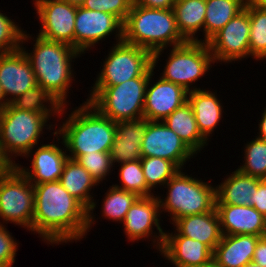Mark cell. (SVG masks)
<instances>
[{
  "label": "cell",
  "mask_w": 266,
  "mask_h": 267,
  "mask_svg": "<svg viewBox=\"0 0 266 267\" xmlns=\"http://www.w3.org/2000/svg\"><path fill=\"white\" fill-rule=\"evenodd\" d=\"M243 267H262L259 264L251 261L250 263L245 264Z\"/></svg>",
  "instance_id": "cell-49"
},
{
  "label": "cell",
  "mask_w": 266,
  "mask_h": 267,
  "mask_svg": "<svg viewBox=\"0 0 266 267\" xmlns=\"http://www.w3.org/2000/svg\"><path fill=\"white\" fill-rule=\"evenodd\" d=\"M33 186V234L51 245L86 238L88 209L70 195L59 180Z\"/></svg>",
  "instance_id": "cell-1"
},
{
  "label": "cell",
  "mask_w": 266,
  "mask_h": 267,
  "mask_svg": "<svg viewBox=\"0 0 266 267\" xmlns=\"http://www.w3.org/2000/svg\"><path fill=\"white\" fill-rule=\"evenodd\" d=\"M8 103L4 98V94L2 92L1 84H0V110L3 109Z\"/></svg>",
  "instance_id": "cell-46"
},
{
  "label": "cell",
  "mask_w": 266,
  "mask_h": 267,
  "mask_svg": "<svg viewBox=\"0 0 266 267\" xmlns=\"http://www.w3.org/2000/svg\"><path fill=\"white\" fill-rule=\"evenodd\" d=\"M104 195L106 196L102 201L101 216L119 224L123 222L129 208L139 198L136 193L118 188L114 184Z\"/></svg>",
  "instance_id": "cell-31"
},
{
  "label": "cell",
  "mask_w": 266,
  "mask_h": 267,
  "mask_svg": "<svg viewBox=\"0 0 266 267\" xmlns=\"http://www.w3.org/2000/svg\"><path fill=\"white\" fill-rule=\"evenodd\" d=\"M142 157L174 162L181 170L196 154L163 121H148L141 144Z\"/></svg>",
  "instance_id": "cell-15"
},
{
  "label": "cell",
  "mask_w": 266,
  "mask_h": 267,
  "mask_svg": "<svg viewBox=\"0 0 266 267\" xmlns=\"http://www.w3.org/2000/svg\"><path fill=\"white\" fill-rule=\"evenodd\" d=\"M77 161L100 184L113 171V164L109 152H95L81 155ZM112 168V170H111Z\"/></svg>",
  "instance_id": "cell-36"
},
{
  "label": "cell",
  "mask_w": 266,
  "mask_h": 267,
  "mask_svg": "<svg viewBox=\"0 0 266 267\" xmlns=\"http://www.w3.org/2000/svg\"><path fill=\"white\" fill-rule=\"evenodd\" d=\"M244 147L243 164L237 169L244 174L266 180V140L255 136Z\"/></svg>",
  "instance_id": "cell-34"
},
{
  "label": "cell",
  "mask_w": 266,
  "mask_h": 267,
  "mask_svg": "<svg viewBox=\"0 0 266 267\" xmlns=\"http://www.w3.org/2000/svg\"><path fill=\"white\" fill-rule=\"evenodd\" d=\"M154 73V69H152L146 88L143 117L149 121H163L187 102L188 91L180 85L162 79L160 76L156 83L152 84Z\"/></svg>",
  "instance_id": "cell-16"
},
{
  "label": "cell",
  "mask_w": 266,
  "mask_h": 267,
  "mask_svg": "<svg viewBox=\"0 0 266 267\" xmlns=\"http://www.w3.org/2000/svg\"><path fill=\"white\" fill-rule=\"evenodd\" d=\"M250 18V57L266 60V11L255 7L249 0L246 5Z\"/></svg>",
  "instance_id": "cell-32"
},
{
  "label": "cell",
  "mask_w": 266,
  "mask_h": 267,
  "mask_svg": "<svg viewBox=\"0 0 266 267\" xmlns=\"http://www.w3.org/2000/svg\"><path fill=\"white\" fill-rule=\"evenodd\" d=\"M253 207L266 217V180L258 179V188L254 195Z\"/></svg>",
  "instance_id": "cell-40"
},
{
  "label": "cell",
  "mask_w": 266,
  "mask_h": 267,
  "mask_svg": "<svg viewBox=\"0 0 266 267\" xmlns=\"http://www.w3.org/2000/svg\"><path fill=\"white\" fill-rule=\"evenodd\" d=\"M140 162L147 187L153 192L154 188H163L181 170L174 162L159 157H142Z\"/></svg>",
  "instance_id": "cell-33"
},
{
  "label": "cell",
  "mask_w": 266,
  "mask_h": 267,
  "mask_svg": "<svg viewBox=\"0 0 266 267\" xmlns=\"http://www.w3.org/2000/svg\"><path fill=\"white\" fill-rule=\"evenodd\" d=\"M163 122L173 130L196 155L209 144V141H207L198 130L195 115L188 101L172 112Z\"/></svg>",
  "instance_id": "cell-27"
},
{
  "label": "cell",
  "mask_w": 266,
  "mask_h": 267,
  "mask_svg": "<svg viewBox=\"0 0 266 267\" xmlns=\"http://www.w3.org/2000/svg\"><path fill=\"white\" fill-rule=\"evenodd\" d=\"M49 120L39 112L19 110L10 103L0 110V146L12 165L17 164V156L24 159L30 150L35 149L44 134L43 129L53 130L52 126L57 124L49 125Z\"/></svg>",
  "instance_id": "cell-5"
},
{
  "label": "cell",
  "mask_w": 266,
  "mask_h": 267,
  "mask_svg": "<svg viewBox=\"0 0 266 267\" xmlns=\"http://www.w3.org/2000/svg\"><path fill=\"white\" fill-rule=\"evenodd\" d=\"M14 165H12L8 159L5 157L1 150L0 146V175L7 172L9 169H11Z\"/></svg>",
  "instance_id": "cell-44"
},
{
  "label": "cell",
  "mask_w": 266,
  "mask_h": 267,
  "mask_svg": "<svg viewBox=\"0 0 266 267\" xmlns=\"http://www.w3.org/2000/svg\"><path fill=\"white\" fill-rule=\"evenodd\" d=\"M173 232L164 235H182L206 244L212 251L221 241L222 232L216 209L210 212L189 215L175 220Z\"/></svg>",
  "instance_id": "cell-22"
},
{
  "label": "cell",
  "mask_w": 266,
  "mask_h": 267,
  "mask_svg": "<svg viewBox=\"0 0 266 267\" xmlns=\"http://www.w3.org/2000/svg\"><path fill=\"white\" fill-rule=\"evenodd\" d=\"M34 186L13 166L0 175V224L13 223L32 232Z\"/></svg>",
  "instance_id": "cell-10"
},
{
  "label": "cell",
  "mask_w": 266,
  "mask_h": 267,
  "mask_svg": "<svg viewBox=\"0 0 266 267\" xmlns=\"http://www.w3.org/2000/svg\"><path fill=\"white\" fill-rule=\"evenodd\" d=\"M258 122V135L256 136L259 139L266 140V108H264V111L262 113L261 119Z\"/></svg>",
  "instance_id": "cell-43"
},
{
  "label": "cell",
  "mask_w": 266,
  "mask_h": 267,
  "mask_svg": "<svg viewBox=\"0 0 266 267\" xmlns=\"http://www.w3.org/2000/svg\"><path fill=\"white\" fill-rule=\"evenodd\" d=\"M75 6H81L85 0H61Z\"/></svg>",
  "instance_id": "cell-47"
},
{
  "label": "cell",
  "mask_w": 266,
  "mask_h": 267,
  "mask_svg": "<svg viewBox=\"0 0 266 267\" xmlns=\"http://www.w3.org/2000/svg\"><path fill=\"white\" fill-rule=\"evenodd\" d=\"M120 183L114 186L136 193L139 197L156 195L147 187L140 160L128 161L119 164Z\"/></svg>",
  "instance_id": "cell-35"
},
{
  "label": "cell",
  "mask_w": 266,
  "mask_h": 267,
  "mask_svg": "<svg viewBox=\"0 0 266 267\" xmlns=\"http://www.w3.org/2000/svg\"><path fill=\"white\" fill-rule=\"evenodd\" d=\"M159 253L175 267H201L213 260L206 244L182 235H164Z\"/></svg>",
  "instance_id": "cell-20"
},
{
  "label": "cell",
  "mask_w": 266,
  "mask_h": 267,
  "mask_svg": "<svg viewBox=\"0 0 266 267\" xmlns=\"http://www.w3.org/2000/svg\"><path fill=\"white\" fill-rule=\"evenodd\" d=\"M161 78L182 86L186 91H195V82L209 72L214 65L213 56L206 42H186L171 47ZM213 64V65H211ZM193 83V84H192ZM193 85V86H191Z\"/></svg>",
  "instance_id": "cell-8"
},
{
  "label": "cell",
  "mask_w": 266,
  "mask_h": 267,
  "mask_svg": "<svg viewBox=\"0 0 266 267\" xmlns=\"http://www.w3.org/2000/svg\"><path fill=\"white\" fill-rule=\"evenodd\" d=\"M74 110V111H73ZM58 129L51 132L66 148L68 157L77 160L81 155L110 152L116 134V122L102 115L88 101L73 109ZM59 135V136H58ZM69 151V152H68Z\"/></svg>",
  "instance_id": "cell-3"
},
{
  "label": "cell",
  "mask_w": 266,
  "mask_h": 267,
  "mask_svg": "<svg viewBox=\"0 0 266 267\" xmlns=\"http://www.w3.org/2000/svg\"><path fill=\"white\" fill-rule=\"evenodd\" d=\"M132 4L133 0H85L81 7L112 14L124 23Z\"/></svg>",
  "instance_id": "cell-38"
},
{
  "label": "cell",
  "mask_w": 266,
  "mask_h": 267,
  "mask_svg": "<svg viewBox=\"0 0 266 267\" xmlns=\"http://www.w3.org/2000/svg\"><path fill=\"white\" fill-rule=\"evenodd\" d=\"M260 237L248 234L222 235L213 251V260L221 267H243L252 261Z\"/></svg>",
  "instance_id": "cell-25"
},
{
  "label": "cell",
  "mask_w": 266,
  "mask_h": 267,
  "mask_svg": "<svg viewBox=\"0 0 266 267\" xmlns=\"http://www.w3.org/2000/svg\"><path fill=\"white\" fill-rule=\"evenodd\" d=\"M252 261L262 267H266V236L259 238Z\"/></svg>",
  "instance_id": "cell-42"
},
{
  "label": "cell",
  "mask_w": 266,
  "mask_h": 267,
  "mask_svg": "<svg viewBox=\"0 0 266 267\" xmlns=\"http://www.w3.org/2000/svg\"><path fill=\"white\" fill-rule=\"evenodd\" d=\"M257 188L258 178L236 169L220 185H216L215 204L253 206Z\"/></svg>",
  "instance_id": "cell-26"
},
{
  "label": "cell",
  "mask_w": 266,
  "mask_h": 267,
  "mask_svg": "<svg viewBox=\"0 0 266 267\" xmlns=\"http://www.w3.org/2000/svg\"><path fill=\"white\" fill-rule=\"evenodd\" d=\"M5 227V224H0V267H13L19 242Z\"/></svg>",
  "instance_id": "cell-39"
},
{
  "label": "cell",
  "mask_w": 266,
  "mask_h": 267,
  "mask_svg": "<svg viewBox=\"0 0 266 267\" xmlns=\"http://www.w3.org/2000/svg\"><path fill=\"white\" fill-rule=\"evenodd\" d=\"M250 18L248 8L233 17L221 30L206 43L214 63H232L250 57L249 49Z\"/></svg>",
  "instance_id": "cell-11"
},
{
  "label": "cell",
  "mask_w": 266,
  "mask_h": 267,
  "mask_svg": "<svg viewBox=\"0 0 266 267\" xmlns=\"http://www.w3.org/2000/svg\"><path fill=\"white\" fill-rule=\"evenodd\" d=\"M173 12L181 35L189 42H202L197 33H204L206 0H175Z\"/></svg>",
  "instance_id": "cell-28"
},
{
  "label": "cell",
  "mask_w": 266,
  "mask_h": 267,
  "mask_svg": "<svg viewBox=\"0 0 266 267\" xmlns=\"http://www.w3.org/2000/svg\"><path fill=\"white\" fill-rule=\"evenodd\" d=\"M31 36L27 31L23 32L20 48L33 68L37 84L46 89L62 106L70 105L67 98L76 74L72 62L81 53L68 44L50 41L38 35L33 40V50L28 53L24 45L32 39Z\"/></svg>",
  "instance_id": "cell-2"
},
{
  "label": "cell",
  "mask_w": 266,
  "mask_h": 267,
  "mask_svg": "<svg viewBox=\"0 0 266 267\" xmlns=\"http://www.w3.org/2000/svg\"><path fill=\"white\" fill-rule=\"evenodd\" d=\"M201 267H221V266H219L214 260H212L210 263L203 265Z\"/></svg>",
  "instance_id": "cell-48"
},
{
  "label": "cell",
  "mask_w": 266,
  "mask_h": 267,
  "mask_svg": "<svg viewBox=\"0 0 266 267\" xmlns=\"http://www.w3.org/2000/svg\"><path fill=\"white\" fill-rule=\"evenodd\" d=\"M19 110L39 112L48 119L51 117L62 118L68 106H62L46 89L36 85L10 102ZM61 116V117H60Z\"/></svg>",
  "instance_id": "cell-29"
},
{
  "label": "cell",
  "mask_w": 266,
  "mask_h": 267,
  "mask_svg": "<svg viewBox=\"0 0 266 267\" xmlns=\"http://www.w3.org/2000/svg\"><path fill=\"white\" fill-rule=\"evenodd\" d=\"M149 77H136L115 86H91L86 99L114 122L143 118Z\"/></svg>",
  "instance_id": "cell-7"
},
{
  "label": "cell",
  "mask_w": 266,
  "mask_h": 267,
  "mask_svg": "<svg viewBox=\"0 0 266 267\" xmlns=\"http://www.w3.org/2000/svg\"><path fill=\"white\" fill-rule=\"evenodd\" d=\"M187 101L192 107L199 132L208 141L223 118L222 113H224V106L218 99L217 92L205 88L190 91Z\"/></svg>",
  "instance_id": "cell-24"
},
{
  "label": "cell",
  "mask_w": 266,
  "mask_h": 267,
  "mask_svg": "<svg viewBox=\"0 0 266 267\" xmlns=\"http://www.w3.org/2000/svg\"><path fill=\"white\" fill-rule=\"evenodd\" d=\"M161 209L158 196L139 197L129 208L125 218L121 224L124 226V233L130 242L139 240H148L151 238L152 244L157 251H160L164 234L161 228ZM158 232H153L154 228ZM155 234V235H153ZM158 234V235H157ZM150 237V238H149ZM154 238V239H153ZM156 246V247H155Z\"/></svg>",
  "instance_id": "cell-13"
},
{
  "label": "cell",
  "mask_w": 266,
  "mask_h": 267,
  "mask_svg": "<svg viewBox=\"0 0 266 267\" xmlns=\"http://www.w3.org/2000/svg\"><path fill=\"white\" fill-rule=\"evenodd\" d=\"M175 0H133L132 5L143 6L152 9H173Z\"/></svg>",
  "instance_id": "cell-41"
},
{
  "label": "cell",
  "mask_w": 266,
  "mask_h": 267,
  "mask_svg": "<svg viewBox=\"0 0 266 267\" xmlns=\"http://www.w3.org/2000/svg\"><path fill=\"white\" fill-rule=\"evenodd\" d=\"M40 145L24 156L27 159L31 157L30 168L23 167L19 163L15 165L33 185L58 181L69 158L63 146H58L54 142L48 144L40 142Z\"/></svg>",
  "instance_id": "cell-18"
},
{
  "label": "cell",
  "mask_w": 266,
  "mask_h": 267,
  "mask_svg": "<svg viewBox=\"0 0 266 267\" xmlns=\"http://www.w3.org/2000/svg\"><path fill=\"white\" fill-rule=\"evenodd\" d=\"M59 181L70 195L88 209L87 233L90 232L89 230L96 224V217L93 212L98 203L92 196L94 195L93 192H90L99 184L77 160L70 158L64 165Z\"/></svg>",
  "instance_id": "cell-21"
},
{
  "label": "cell",
  "mask_w": 266,
  "mask_h": 267,
  "mask_svg": "<svg viewBox=\"0 0 266 267\" xmlns=\"http://www.w3.org/2000/svg\"><path fill=\"white\" fill-rule=\"evenodd\" d=\"M248 0H206L204 40L207 42L233 17L240 13Z\"/></svg>",
  "instance_id": "cell-30"
},
{
  "label": "cell",
  "mask_w": 266,
  "mask_h": 267,
  "mask_svg": "<svg viewBox=\"0 0 266 267\" xmlns=\"http://www.w3.org/2000/svg\"><path fill=\"white\" fill-rule=\"evenodd\" d=\"M0 84L8 104L38 85L33 68L21 48L0 53Z\"/></svg>",
  "instance_id": "cell-17"
},
{
  "label": "cell",
  "mask_w": 266,
  "mask_h": 267,
  "mask_svg": "<svg viewBox=\"0 0 266 267\" xmlns=\"http://www.w3.org/2000/svg\"><path fill=\"white\" fill-rule=\"evenodd\" d=\"M123 41L149 50L153 69H156L164 49L188 42L178 29L173 9H152L138 5L131 6L123 23Z\"/></svg>",
  "instance_id": "cell-4"
},
{
  "label": "cell",
  "mask_w": 266,
  "mask_h": 267,
  "mask_svg": "<svg viewBox=\"0 0 266 267\" xmlns=\"http://www.w3.org/2000/svg\"><path fill=\"white\" fill-rule=\"evenodd\" d=\"M17 23L0 12V53L16 51L21 47L24 30Z\"/></svg>",
  "instance_id": "cell-37"
},
{
  "label": "cell",
  "mask_w": 266,
  "mask_h": 267,
  "mask_svg": "<svg viewBox=\"0 0 266 267\" xmlns=\"http://www.w3.org/2000/svg\"><path fill=\"white\" fill-rule=\"evenodd\" d=\"M110 34H115L116 43L123 41V23L116 16L77 6L75 50L84 54Z\"/></svg>",
  "instance_id": "cell-14"
},
{
  "label": "cell",
  "mask_w": 266,
  "mask_h": 267,
  "mask_svg": "<svg viewBox=\"0 0 266 267\" xmlns=\"http://www.w3.org/2000/svg\"><path fill=\"white\" fill-rule=\"evenodd\" d=\"M186 174V175H185ZM188 175L180 170L169 179L164 188H167L166 197L158 196L161 213H170L171 223L189 216L210 212L215 208L216 186Z\"/></svg>",
  "instance_id": "cell-6"
},
{
  "label": "cell",
  "mask_w": 266,
  "mask_h": 267,
  "mask_svg": "<svg viewBox=\"0 0 266 267\" xmlns=\"http://www.w3.org/2000/svg\"><path fill=\"white\" fill-rule=\"evenodd\" d=\"M147 118L116 122V134L110 149L113 166L128 161L141 160V144Z\"/></svg>",
  "instance_id": "cell-23"
},
{
  "label": "cell",
  "mask_w": 266,
  "mask_h": 267,
  "mask_svg": "<svg viewBox=\"0 0 266 267\" xmlns=\"http://www.w3.org/2000/svg\"><path fill=\"white\" fill-rule=\"evenodd\" d=\"M222 235L266 236V217L253 206L215 204Z\"/></svg>",
  "instance_id": "cell-19"
},
{
  "label": "cell",
  "mask_w": 266,
  "mask_h": 267,
  "mask_svg": "<svg viewBox=\"0 0 266 267\" xmlns=\"http://www.w3.org/2000/svg\"><path fill=\"white\" fill-rule=\"evenodd\" d=\"M109 50L93 86H115L136 77L150 76L153 67L149 50L124 41L113 44Z\"/></svg>",
  "instance_id": "cell-9"
},
{
  "label": "cell",
  "mask_w": 266,
  "mask_h": 267,
  "mask_svg": "<svg viewBox=\"0 0 266 267\" xmlns=\"http://www.w3.org/2000/svg\"><path fill=\"white\" fill-rule=\"evenodd\" d=\"M255 7L266 11V0H249Z\"/></svg>",
  "instance_id": "cell-45"
},
{
  "label": "cell",
  "mask_w": 266,
  "mask_h": 267,
  "mask_svg": "<svg viewBox=\"0 0 266 267\" xmlns=\"http://www.w3.org/2000/svg\"><path fill=\"white\" fill-rule=\"evenodd\" d=\"M41 24L38 36L62 42L75 49L77 6L61 0H33Z\"/></svg>",
  "instance_id": "cell-12"
}]
</instances>
